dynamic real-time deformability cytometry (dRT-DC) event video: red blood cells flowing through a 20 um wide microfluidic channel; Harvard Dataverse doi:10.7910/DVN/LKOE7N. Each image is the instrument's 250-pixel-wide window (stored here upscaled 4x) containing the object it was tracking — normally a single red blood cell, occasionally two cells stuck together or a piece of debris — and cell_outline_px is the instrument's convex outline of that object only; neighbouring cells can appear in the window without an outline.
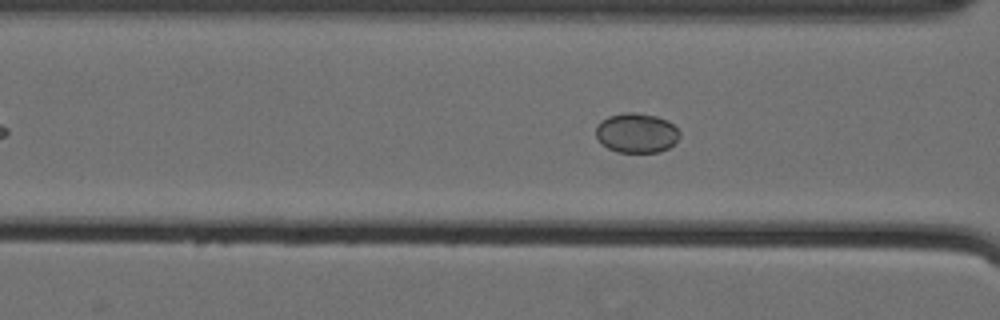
{"species": "Egyptian fruit bat (a non-hibernating species)", "species_latin": "Rousettus aegyptiacus", "temperature_condition": "cold", "stored_images_in_passage": 50, "camera_frame_rate_fps": 3000, "um_per_image_px": 0.085, "animal": {"sex": "female"}, "frame": {"image": 1, "passage_image": 19, "time_ms": 6.0, "image_size_px": [1000, 320], "cell_outline_px": [[680, 136], [668, 148], [660, 152], [616, 152], [600, 144], [596, 136], [596, 124], [600, 120], [608, 116], [624, 112], [636, 112], [656, 116], [668, 120], [680, 132]], "centroid_in_image_um": [54.07, 11.29], "position_along_channel_um": 112.5, "area_um2": 19.59}}
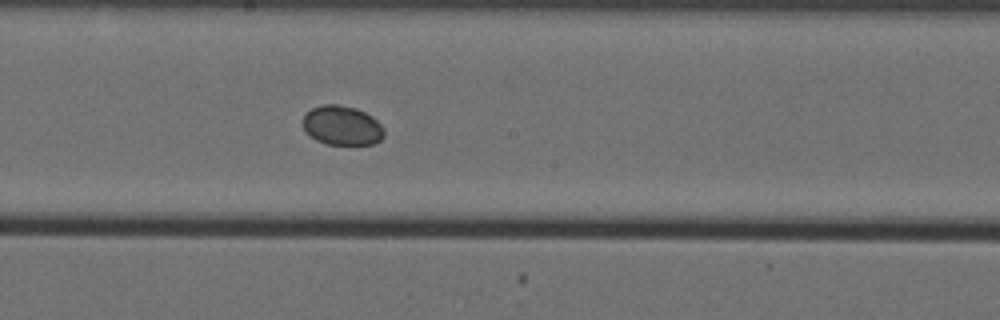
{"frame": {"image": 2, "passage_image": 28, "time_ms": 9.0, "image_size_px": [1000, 320], "cell_outline_px": [[384, 136], [380, 140], [372, 144], [328, 144], [316, 140], [304, 128], [304, 116], [312, 108], [320, 104], [336, 104], [356, 108], [372, 116], [384, 128]], "centroid_in_image_um": [29.1, 10.66], "position_along_channel_um": 219.1, "area_um2": 18.44}}
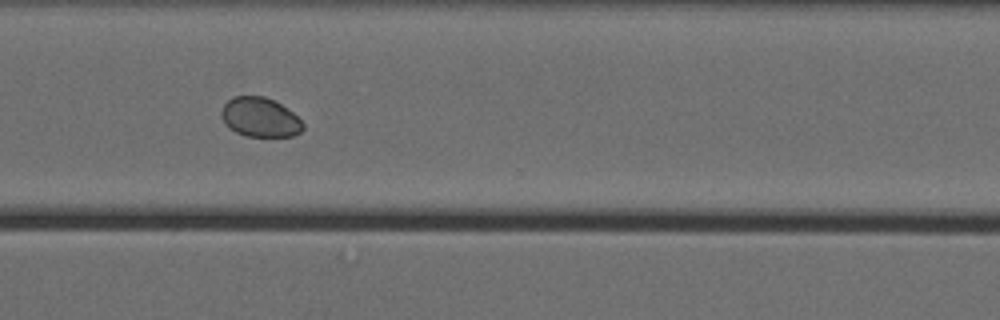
{"frame": {"image": 3, "passage_image": 39, "time_ms": 12.667, "image_size_px": [1000, 320], "cell_outline_px": [[304, 128], [300, 132], [292, 136], [244, 136], [228, 128], [224, 124], [220, 112], [224, 104], [232, 96], [264, 96], [280, 104], [292, 112], [304, 124]], "centroid_in_image_um": [22.06, 9.97], "position_along_channel_um": 348.5, "area_um2": 18.73}}